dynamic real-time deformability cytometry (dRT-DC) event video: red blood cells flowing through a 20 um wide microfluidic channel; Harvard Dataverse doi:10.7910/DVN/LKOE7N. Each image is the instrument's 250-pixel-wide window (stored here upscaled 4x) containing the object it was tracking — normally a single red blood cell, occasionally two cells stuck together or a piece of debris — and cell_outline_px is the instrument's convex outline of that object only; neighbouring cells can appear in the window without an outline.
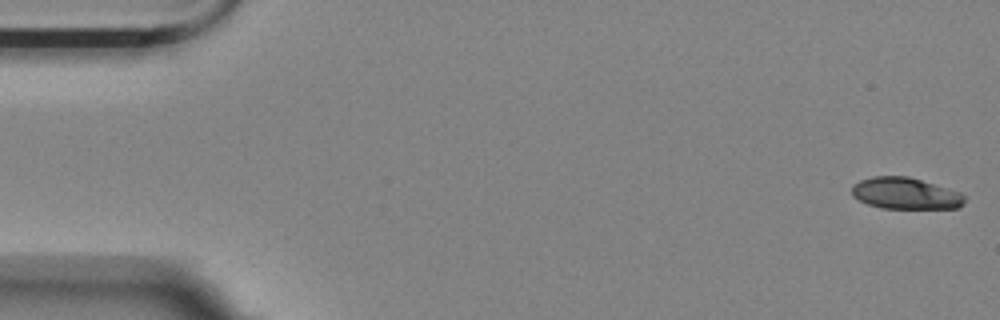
{"species": "Egyptian fruit bat (a non-hibernating species)", "species_latin": "Rousettus aegyptiacus", "temperature_condition": "room temperature", "stored_images_in_passage": 56, "camera_frame_rate_fps": 3000, "um_per_image_px": 0.085, "animal": {"sex": "female"}, "frame": {"image": 1, "passage_image": 1, "time_ms": 0.0, "image_size_px": [1000, 320], "cell_outline_px": [[964, 200], [956, 208], [884, 208], [868, 204], [852, 196], [852, 188], [860, 180], [872, 176], [908, 176], [960, 192], [964, 196]], "centroid_in_image_um": [76.93, 16.43], "position_along_channel_um": 8.1, "area_um2": 20.35}}
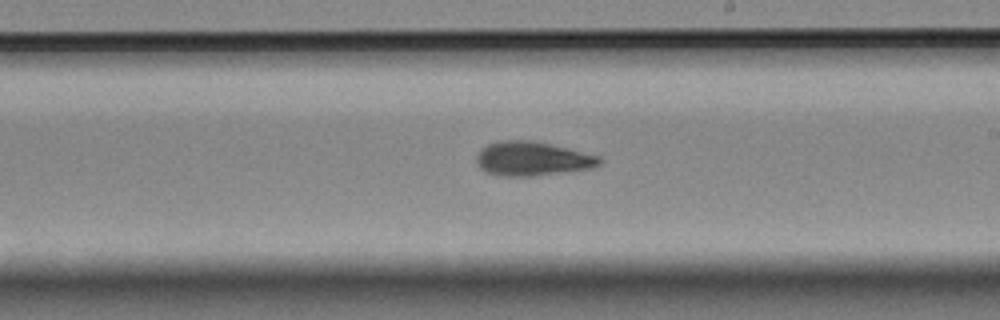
{"frame": {"image": 2, "passage_image": 32, "time_ms": 10.333, "image_size_px": [1000, 320], "cell_outline_px": [[600, 164], [592, 168], [568, 172], [532, 176], [504, 176], [488, 172], [480, 168], [476, 164], [476, 156], [488, 144], [500, 140], [532, 140], [552, 144], [600, 156]], "centroid_in_image_um": [45.26, 13.49], "position_along_channel_um": 243.7, "area_um2": 24.45}}
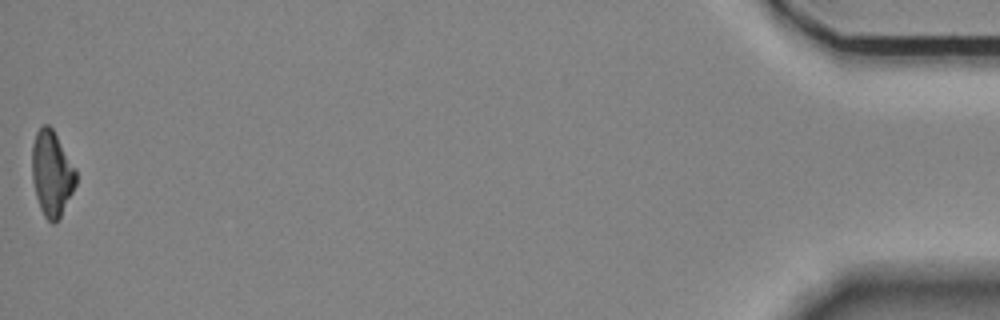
{"frame": {"image": 3, "passage_image": 56, "time_ms": 18.333, "image_size_px": [1000, 320], "cell_outline_px": [[76, 184], [60, 216], [52, 224], [44, 216], [40, 208], [36, 196], [32, 180], [32, 144], [36, 132], [44, 124], [48, 124], [52, 128], [76, 168]], "centroid_in_image_um": [4.39, 14.72], "position_along_channel_um": 430.8, "area_um2": 21.68}, "authors_computed_cell_mechanics": {"area_um2": 22.4553, "velocity_mm_per_s": 3.5388, "shape_relaxation_time_tau1_ms": 4.6273, "shape_relaxation_time_tau2_ms": 2.6433, "deformation_change_tau1": 0.1469, "deformation_change_tau2": 0.1109}}